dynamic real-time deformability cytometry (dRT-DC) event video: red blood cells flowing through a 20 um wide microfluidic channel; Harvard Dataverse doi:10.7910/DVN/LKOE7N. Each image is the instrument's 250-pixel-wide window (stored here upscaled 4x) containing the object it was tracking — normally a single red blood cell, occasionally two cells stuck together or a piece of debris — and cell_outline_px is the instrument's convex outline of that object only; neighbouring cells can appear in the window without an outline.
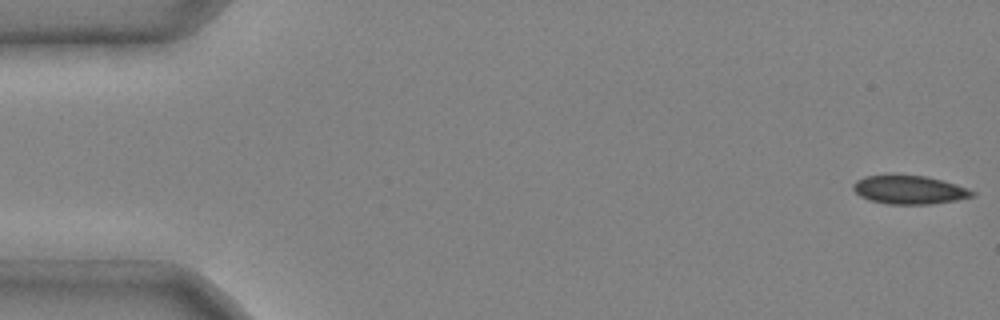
{"species": "common noctule bat (a hibernating species)", "species_latin": "Nyctalus noctula", "temperature_condition": "cold", "stored_images_in_passage": 5, "camera_frame_rate_fps": 3000, "um_per_image_px": 0.085, "animal": {"sex": "male", "body_mass_g": 20.4}, "frame": {"image": 1, "passage_image": 1, "time_ms": 0.0, "image_size_px": [1000, 320], "cell_outline_px": [[976, 196], [956, 200], [928, 204], [888, 204], [872, 200], [860, 196], [852, 188], [852, 184], [856, 180], [864, 176], [888, 172], [896, 172], [924, 176], [944, 180], [968, 188], [976, 192]], "centroid_in_image_um": [77.26, 16.08], "position_along_channel_um": 7.7, "area_um2": 20.58}}